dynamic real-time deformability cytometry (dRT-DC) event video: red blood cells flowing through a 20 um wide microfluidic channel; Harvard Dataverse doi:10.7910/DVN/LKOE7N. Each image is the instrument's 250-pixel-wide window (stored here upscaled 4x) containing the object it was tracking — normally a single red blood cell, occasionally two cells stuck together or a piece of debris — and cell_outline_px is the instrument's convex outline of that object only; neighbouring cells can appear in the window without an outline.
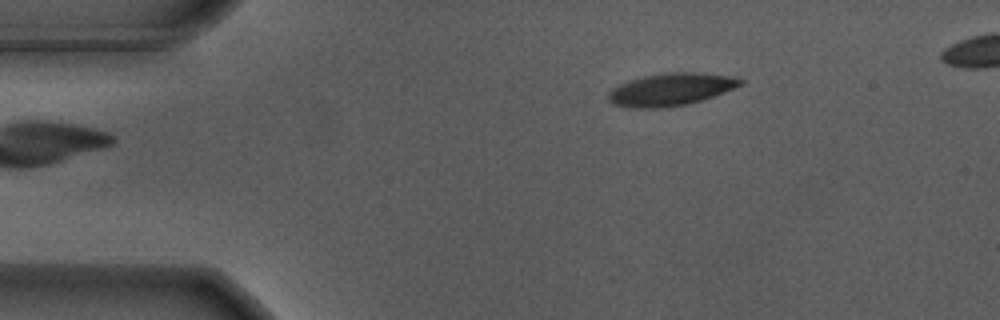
{"species": "Egyptian fruit bat (a non-hibernating species)", "species_latin": "Rousettus aegyptiacus", "temperature_condition": "warm", "stored_images_in_passage": 45, "camera_frame_rate_fps": 3000, "um_per_image_px": 0.085, "animal": {"sex": "male"}, "frame": {"image": 1, "passage_image": 1, "time_ms": 0.0, "image_size_px": [1000, 320], "cell_outline_px": [[744, 84], [724, 92], [700, 100], [684, 104], [660, 108], [628, 108], [612, 104], [608, 100], [608, 92], [612, 88], [620, 84], [644, 76], [672, 72], [692, 72], [728, 76], [744, 80]], "centroid_in_image_um": [56.97, 7.61], "position_along_channel_um": 28.0, "area_um2": 24.62}}
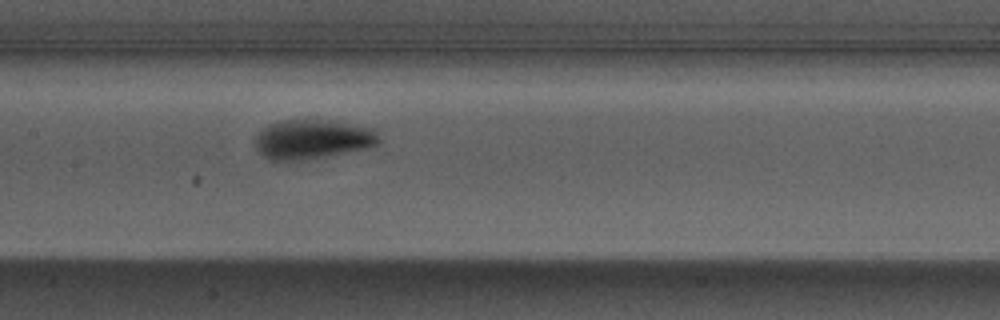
{"frame": {"image": 2, "passage_image": 18, "time_ms": 5.667, "image_size_px": [1000, 320], "cell_outline_px": [[380, 140], [376, 144], [368, 148], [324, 156], [296, 160], [268, 160], [260, 152], [256, 144], [256, 136], [268, 124], [276, 120], [328, 120], [372, 128]], "centroid_in_image_um": [26.53, 11.82], "position_along_channel_um": 180.9, "area_um2": 27.92}}
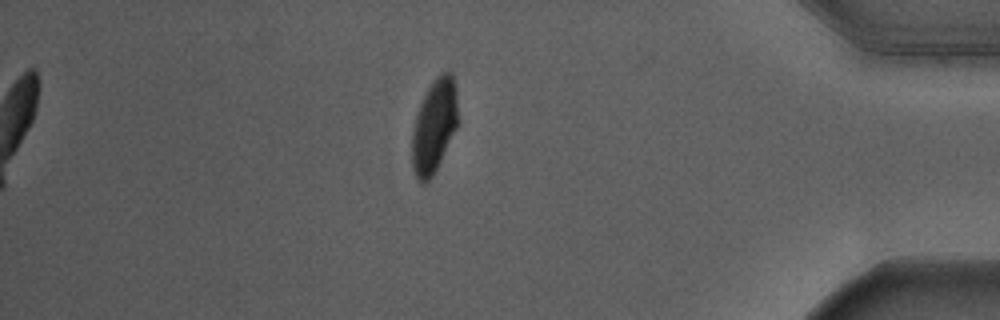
{"frame": {"image": 3, "passage_image": 39, "time_ms": 12.667, "image_size_px": [1000, 320], "cell_outline_px": [[460, 120], [432, 176], [424, 184], [416, 176], [412, 164], [412, 128], [420, 104], [428, 88], [436, 76], [440, 72], [452, 72], [456, 84]], "centroid_in_image_um": [36.94, 10.63], "position_along_channel_um": 398.3, "area_um2": 25.09}}